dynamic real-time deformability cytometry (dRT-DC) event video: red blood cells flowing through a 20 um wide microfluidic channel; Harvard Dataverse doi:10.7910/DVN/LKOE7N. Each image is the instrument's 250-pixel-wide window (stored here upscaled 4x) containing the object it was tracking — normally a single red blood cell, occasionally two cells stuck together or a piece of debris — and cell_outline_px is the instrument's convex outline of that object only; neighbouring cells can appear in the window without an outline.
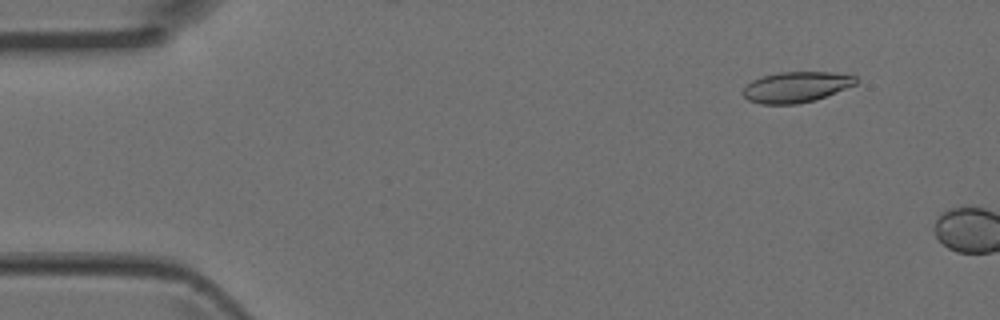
{"species": "Egyptian fruit bat (a non-hibernating species)", "species_latin": "Rousettus aegyptiacus", "temperature_condition": "room temperature", "stored_images_in_passage": 6, "camera_frame_rate_fps": 3000, "um_per_image_px": 0.085, "animal": {"sex": "female"}, "frame": {"image": 1, "passage_image": 5, "time_ms": 1.333, "image_size_px": [1000, 320], "cell_outline_px": [[860, 80], [856, 84], [816, 100], [796, 104], [760, 104], [748, 100], [740, 92], [752, 80], [764, 76], [780, 72], [832, 72], [856, 76]], "centroid_in_image_um": [67.68, 7.4], "position_along_channel_um": 17.3, "area_um2": 20.23}}